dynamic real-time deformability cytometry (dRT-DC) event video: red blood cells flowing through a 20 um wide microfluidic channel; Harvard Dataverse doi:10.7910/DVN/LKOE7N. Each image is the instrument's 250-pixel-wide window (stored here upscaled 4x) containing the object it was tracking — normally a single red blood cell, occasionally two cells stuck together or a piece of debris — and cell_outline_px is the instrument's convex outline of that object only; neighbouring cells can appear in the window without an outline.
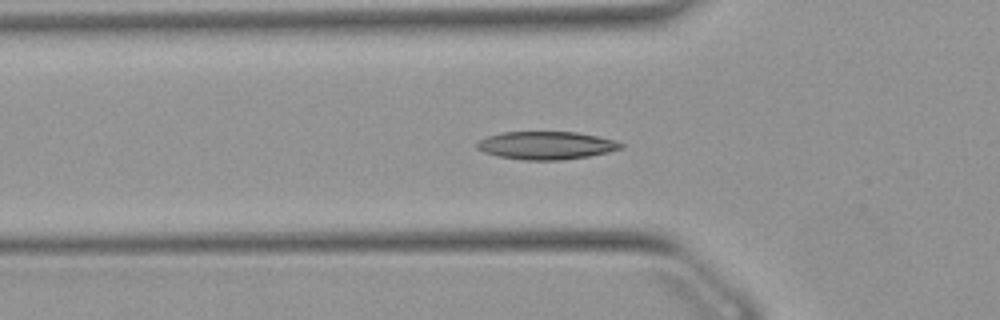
{"species": "Egyptian fruit bat (a non-hibernating species)", "species_latin": "Rousettus aegyptiacus", "temperature_condition": "warm", "stored_images_in_passage": 53, "camera_frame_rate_fps": 3000, "um_per_image_px": 0.085, "animal": {"sex": "female"}, "frame": {"image": 1, "passage_image": 17, "time_ms": 5.333, "image_size_px": [1000, 320], "cell_outline_px": [[624, 148], [608, 152], [588, 156], [560, 160], [524, 160], [500, 156], [484, 152], [476, 148], [476, 140], [488, 136], [504, 132], [576, 132], [616, 140], [624, 144]], "centroid_in_image_um": [46.43, 12.36], "position_along_channel_um": 79.4, "area_um2": 23.41}}
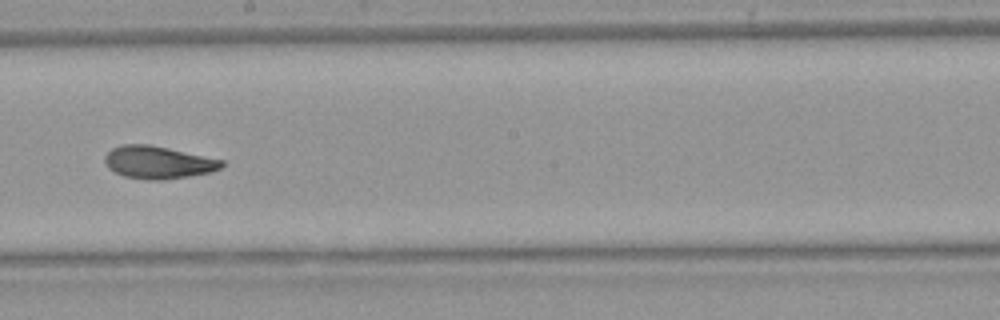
{"frame": {"image": 2, "passage_image": 29, "time_ms": 9.333, "image_size_px": [1000, 320], "cell_outline_px": [[224, 164], [220, 168], [208, 172], [188, 176], [164, 180], [148, 180], [124, 176], [108, 168], [104, 160], [104, 156], [112, 148], [124, 144], [148, 144], [168, 148], [224, 160]], "centroid_in_image_um": [13.41, 13.8], "position_along_channel_um": 234.8, "area_um2": 22.02}}
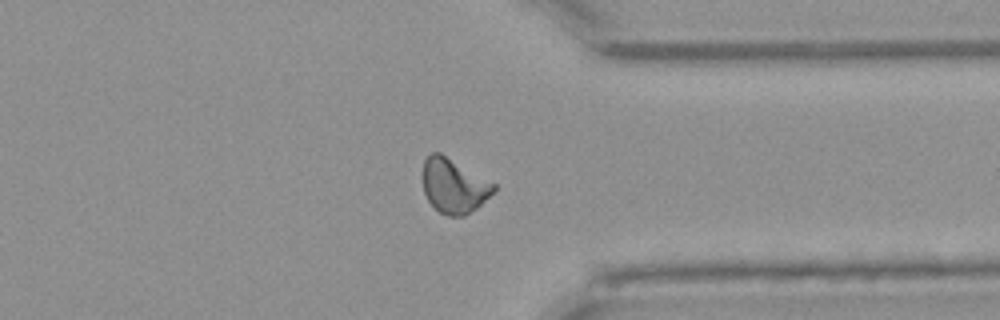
{"frame": {"image": 3, "passage_image": 40, "time_ms": 13.0, "image_size_px": [1000, 320], "cell_outline_px": [[496, 192], [476, 208], [464, 216], [448, 216], [440, 212], [428, 200], [424, 192], [420, 176], [424, 160], [432, 152], [440, 152], [496, 184]], "centroid_in_image_um": [38.56, 15.78], "position_along_channel_um": 372.8, "area_um2": 22.83}, "authors_computed_cell_mechanics": {"area_um2": 22.1374, "velocity_mm_per_s": 3.8794, "shape_relaxation_time_tau1_ms": 8.3668, "shape_relaxation_time_tau2_ms": 3.5976, "deformation_change_tau1": 0.2241, "deformation_change_tau2": 0.0893}}